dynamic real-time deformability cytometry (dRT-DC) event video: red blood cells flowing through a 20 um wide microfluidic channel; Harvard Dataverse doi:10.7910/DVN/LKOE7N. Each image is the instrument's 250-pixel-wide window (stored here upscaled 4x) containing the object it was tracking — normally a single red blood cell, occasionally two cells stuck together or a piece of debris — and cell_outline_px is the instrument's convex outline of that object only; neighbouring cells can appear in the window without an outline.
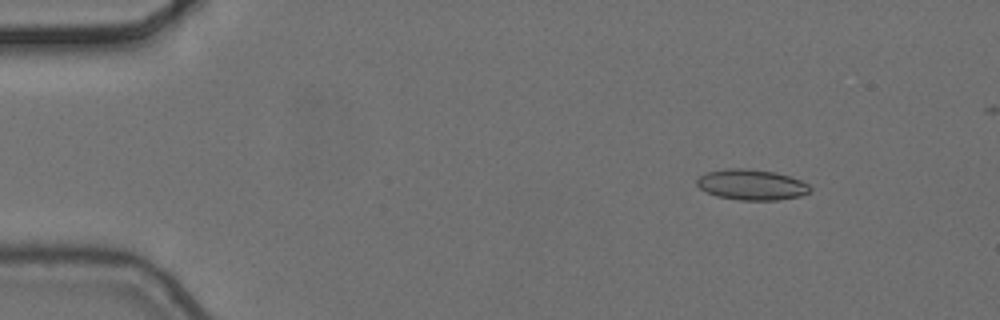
{"species": "common noctule bat (a hibernating species)", "species_latin": "Nyctalus noctula", "temperature_condition": "cold", "stored_images_in_passage": 4, "camera_frame_rate_fps": 3000, "um_per_image_px": 0.085, "animal": {"sex": "female", "body_mass_g": 24.6, "forearm_length_mm": 56.2}, "frame": {"image": 1, "passage_image": 2, "time_ms": 0.333, "image_size_px": [1000, 320], "cell_outline_px": [[812, 192], [800, 196], [776, 200], [740, 200], [716, 196], [700, 188], [696, 184], [696, 180], [704, 172], [728, 168], [744, 168], [776, 172], [800, 180], [808, 184], [812, 188]], "centroid_in_image_um": [63.89, 15.69], "position_along_channel_um": 21.1, "area_um2": 20.29}}
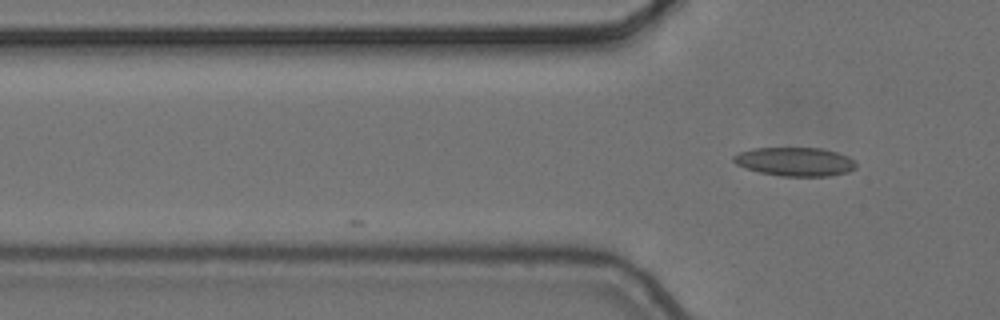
{"frame": {"image": 2, "passage_image": 4, "time_ms": 1.0, "image_size_px": [1000, 320], "cell_outline_px": [[856, 168], [848, 172], [828, 176], [784, 176], [760, 172], [736, 164], [732, 160], [732, 156], [740, 152], [752, 148], [820, 148], [836, 152], [848, 156], [856, 164]], "centroid_in_image_um": [67.58, 13.74], "position_along_channel_um": 58.2, "area_um2": 20.35}}